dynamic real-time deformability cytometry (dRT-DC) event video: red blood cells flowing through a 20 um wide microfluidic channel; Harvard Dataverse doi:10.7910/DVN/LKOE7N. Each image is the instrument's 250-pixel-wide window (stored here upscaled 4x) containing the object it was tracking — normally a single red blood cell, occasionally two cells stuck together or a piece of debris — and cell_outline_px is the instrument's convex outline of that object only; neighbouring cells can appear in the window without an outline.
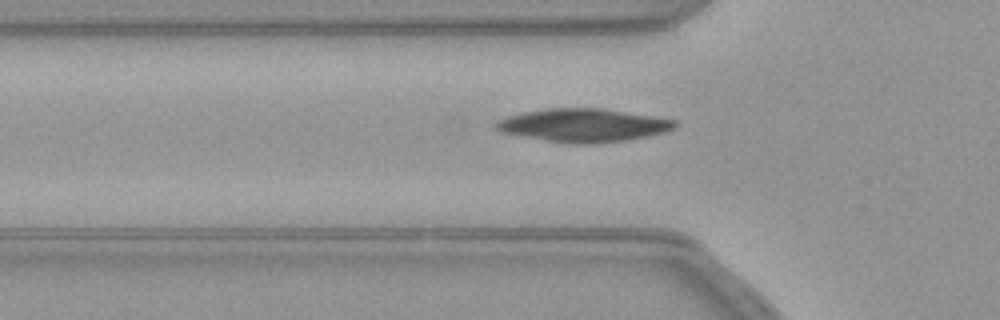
{"species": "common noctule bat (a hibernating species)", "species_latin": "Nyctalus noctula", "temperature_condition": "warm", "stored_images_in_passage": 40, "camera_frame_rate_fps": 3000, "um_per_image_px": 0.085, "animal": {"sex": "female", "body_mass_g": 21.9}, "frame": {"image": 1, "passage_image": 6, "time_ms": 1.667, "image_size_px": [1000, 320], "cell_outline_px": [[676, 124], [672, 128], [664, 132], [648, 136], [624, 140], [596, 144], [568, 144], [544, 140], [500, 132], [496, 128], [496, 120], [508, 116], [524, 112], [548, 108], [604, 108], [676, 120]], "centroid_in_image_um": [49.55, 10.65], "position_along_channel_um": 76.2, "area_um2": 34.56}}
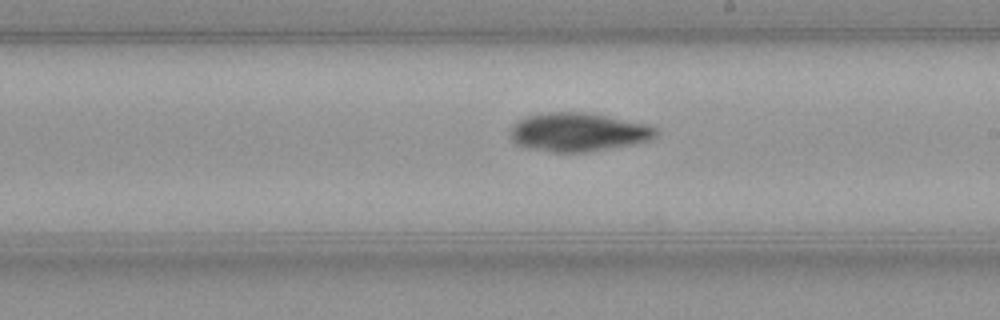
{"frame": {"image": 2, "passage_image": 19, "time_ms": 6.0, "image_size_px": [1000, 320], "cell_outline_px": [[660, 132], [656, 136], [648, 140], [628, 144], [584, 152], [552, 152], [528, 148], [516, 144], [508, 136], [512, 124], [524, 116], [548, 112], [588, 112], [648, 124], [660, 128]], "centroid_in_image_um": [49.11, 11.21], "position_along_channel_um": 239.9, "area_um2": 32.95}}
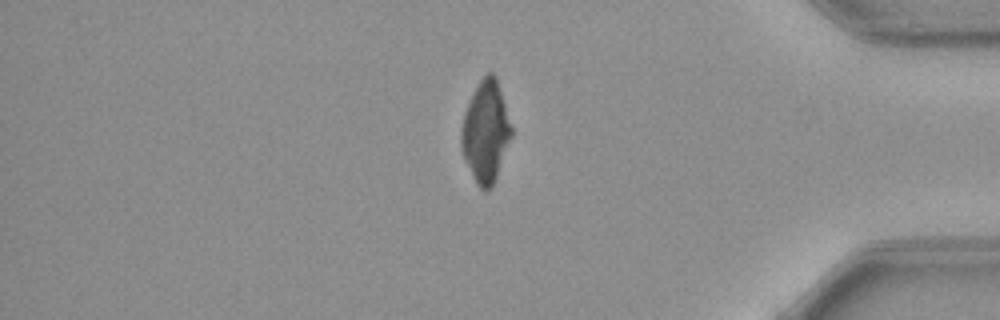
{"frame": {"image": 3, "passage_image": 34, "time_ms": 11.0, "image_size_px": [1000, 320], "cell_outline_px": [[512, 136], [496, 176], [492, 184], [484, 192], [476, 184], [460, 148], [460, 128], [464, 112], [480, 80], [488, 72], [492, 72], [496, 76], [512, 128]], "centroid_in_image_um": [41.26, 11.19], "position_along_channel_um": 393.9, "area_um2": 29.19}}